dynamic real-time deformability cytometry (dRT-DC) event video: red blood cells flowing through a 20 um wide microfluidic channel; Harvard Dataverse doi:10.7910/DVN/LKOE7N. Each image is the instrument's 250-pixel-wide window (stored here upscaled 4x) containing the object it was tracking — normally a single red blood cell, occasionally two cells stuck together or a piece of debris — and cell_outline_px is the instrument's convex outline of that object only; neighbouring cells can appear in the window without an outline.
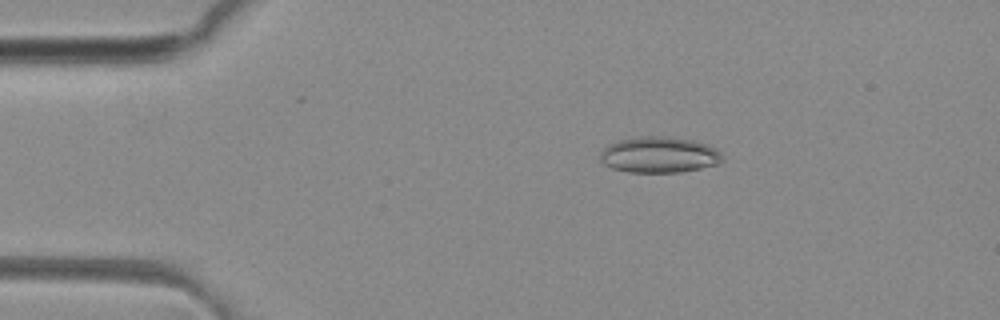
{"species": "common noctule bat (a hibernating species)", "species_latin": "Nyctalus noctula", "temperature_condition": "room temperature", "stored_images_in_passage": 45, "camera_frame_rate_fps": 3000, "um_per_image_px": 0.085, "animal": {"sex": "female", "body_mass_g": 29.2, "forearm_length_mm": 56.3}, "frame": {"image": 1, "passage_image": 5, "time_ms": 1.333, "image_size_px": [1000, 320], "cell_outline_px": [[724, 160], [720, 164], [680, 172], [628, 172], [612, 168], [604, 164], [600, 160], [600, 152], [608, 144], [620, 140], [640, 136], [664, 136], [692, 140], [708, 144], [716, 148], [720, 152]], "centroid_in_image_um": [56.05, 13.16], "position_along_channel_um": 29.0, "area_um2": 25.78}}
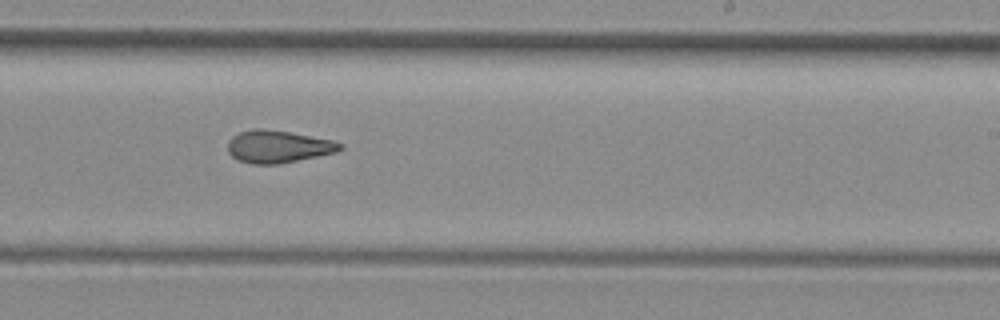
{"frame": {"image": 2, "passage_image": 26, "time_ms": 8.333, "image_size_px": [1000, 320], "cell_outline_px": [[344, 148], [336, 152], [276, 164], [252, 164], [236, 160], [228, 152], [228, 140], [232, 136], [240, 132], [256, 128], [264, 128], [292, 132], [332, 140], [344, 144]], "centroid_in_image_um": [23.62, 12.45], "position_along_channel_um": 265.4, "area_um2": 21.27}}
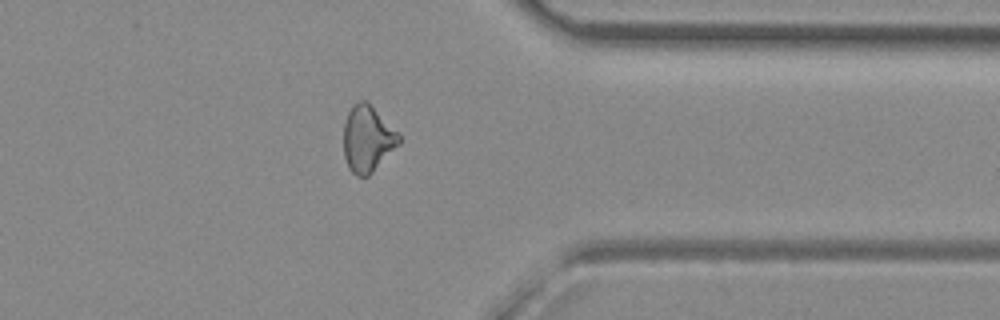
{"frame": {"image": 3, "passage_image": 35, "time_ms": 11.333, "image_size_px": [1000, 320], "cell_outline_px": [[400, 144], [368, 176], [356, 176], [348, 168], [344, 156], [344, 124], [348, 112], [352, 104], [360, 100], [368, 100], [400, 132]], "centroid_in_image_um": [31.26, 11.75], "position_along_channel_um": 380.1, "area_um2": 21.85}, "authors_computed_cell_mechanics": {"area_um2": 21.6172, "velocity_mm_per_s": 4.1637, "shape_relaxation_time_tau1_ms": null, "shape_relaxation_time_tau2_ms": 3.8319, "deformation_change_tau1": null, "deformation_change_tau2": 0.1383}}